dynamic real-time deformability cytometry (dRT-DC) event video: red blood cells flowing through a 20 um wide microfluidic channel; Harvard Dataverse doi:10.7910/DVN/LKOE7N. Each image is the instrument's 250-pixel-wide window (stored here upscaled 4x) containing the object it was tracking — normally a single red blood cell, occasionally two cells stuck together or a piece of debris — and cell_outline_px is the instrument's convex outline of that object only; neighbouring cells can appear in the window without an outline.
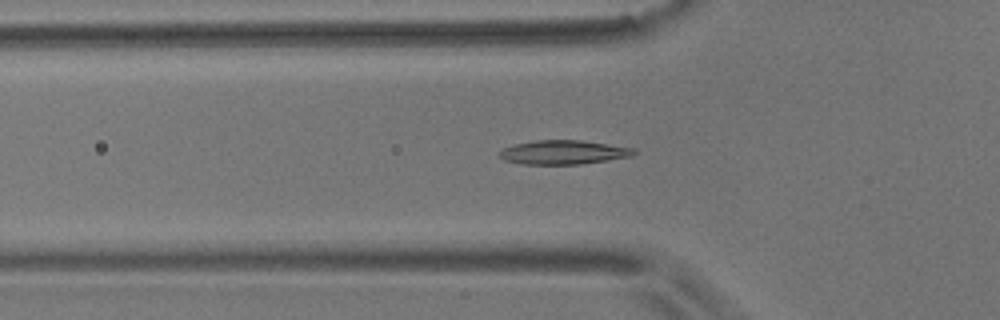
{"species": "common noctule bat (a hibernating species)", "species_latin": "Nyctalus noctula", "temperature_condition": "room temperature", "stored_images_in_passage": 56, "camera_frame_rate_fps": 3000, "um_per_image_px": 0.085, "animal": {"sex": "male", "body_mass_g": 17.9}, "frame": {"image": 1, "passage_image": 18, "time_ms": 5.667, "image_size_px": [1000, 320], "cell_outline_px": [[636, 152], [632, 156], [608, 160], [580, 164], [524, 164], [504, 160], [500, 156], [500, 152], [504, 148], [516, 144], [536, 140], [580, 140], [636, 148]], "centroid_in_image_um": [47.93, 12.94], "position_along_channel_um": 77.9, "area_um2": 18.67}}
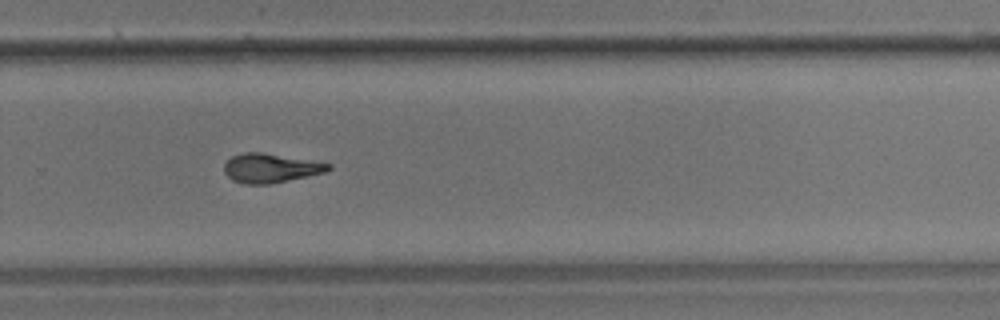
{"frame": {"image": 2, "passage_image": 37, "time_ms": 12.0, "image_size_px": [1000, 320], "cell_outline_px": [[332, 168], [324, 172], [308, 176], [272, 184], [244, 184], [232, 180], [224, 172], [224, 164], [232, 156], [244, 152], [260, 152], [332, 164]], "centroid_in_image_um": [22.97, 14.3], "position_along_channel_um": 306.8, "area_um2": 17.57}}
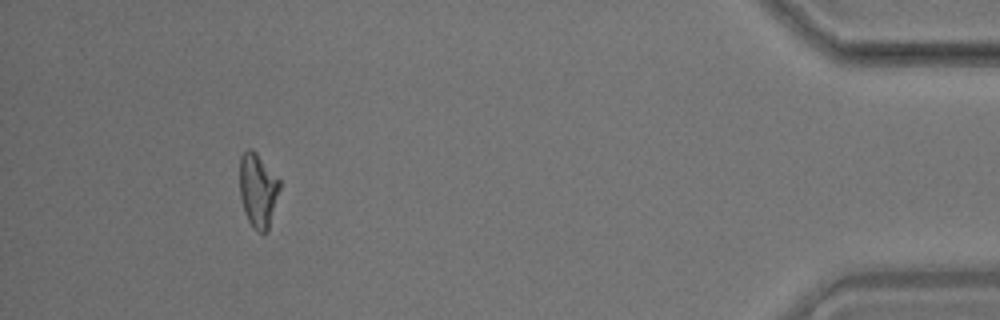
{"frame": {"image": 3, "passage_image": 51, "time_ms": 16.667, "image_size_px": [1000, 320], "cell_outline_px": [[280, 188], [268, 232], [256, 232], [252, 228], [244, 212], [240, 196], [240, 156], [248, 148], [252, 148], [256, 152], [280, 180]], "centroid_in_image_um": [21.92, 16.19], "position_along_channel_um": 413.3, "area_um2": 17.4}, "authors_computed_cell_mechanics": {"area_um2": 17.918, "velocity_mm_per_s": 3.607, "shape_relaxation_time_tau1_ms": 4.6359, "shape_relaxation_time_tau2_ms": 3.3175, "deformation_change_tau1": 0.1487, "deformation_change_tau2": 0.0893}}